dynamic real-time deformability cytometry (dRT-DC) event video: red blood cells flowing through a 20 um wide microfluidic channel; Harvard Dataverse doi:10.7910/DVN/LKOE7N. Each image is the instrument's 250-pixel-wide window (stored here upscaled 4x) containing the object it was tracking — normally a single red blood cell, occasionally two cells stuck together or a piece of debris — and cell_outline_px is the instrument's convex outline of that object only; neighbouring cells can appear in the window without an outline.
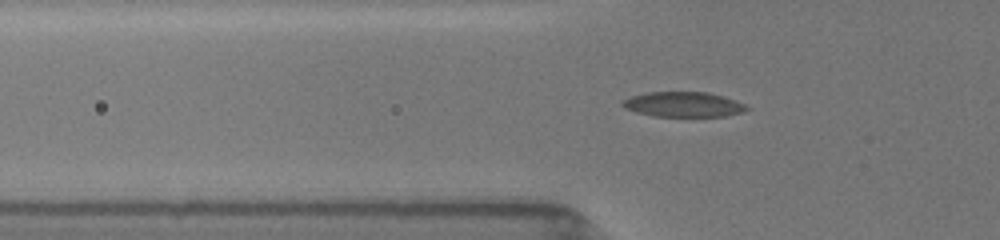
{"species": "common noctule bat (a hibernating species)", "species_latin": "Nyctalus noctula", "temperature_condition": "room temperature", "stored_images_in_passage": 48, "camera_frame_rate_fps": 3000, "um_per_image_px": 0.085, "animal": {"sex": "female", "body_mass_g": 19.5, "forearm_length_mm": 54.1}, "frame": {"image": 1, "passage_image": 18, "time_ms": 5.667, "image_size_px": [1000, 240], "cell_outline_px": [[752, 108], [744, 112], [724, 116], [652, 116], [636, 112], [624, 108], [620, 104], [624, 100], [632, 96], [648, 92], [708, 92], [736, 100]], "centroid_in_image_um": [58.11, 8.88], "position_along_channel_um": 67.7, "area_um2": 18.15}}
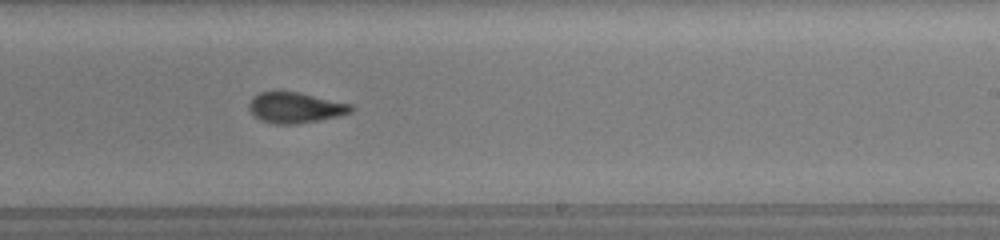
{"frame": {"image": 2, "passage_image": 33, "time_ms": 10.667, "image_size_px": [1000, 240], "cell_outline_px": [[356, 108], [352, 112], [320, 120], [296, 124], [276, 124], [260, 120], [252, 116], [248, 108], [248, 104], [252, 96], [260, 92], [300, 92], [352, 104]], "centroid_in_image_um": [25.09, 9.15], "position_along_channel_um": 263.9, "area_um2": 18.44}}
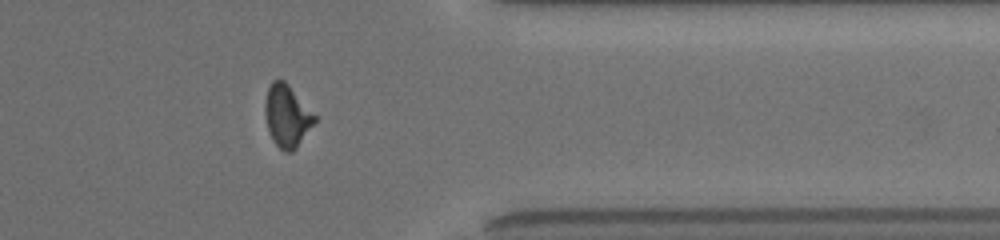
{"frame": {"image": 3, "passage_image": 43, "time_ms": 14.0, "image_size_px": [1000, 240], "cell_outline_px": [[316, 120], [296, 148], [292, 152], [284, 152], [276, 144], [268, 128], [264, 112], [264, 104], [268, 88], [272, 80], [284, 80], [288, 84], [316, 116]], "centroid_in_image_um": [24.38, 9.84], "position_along_channel_um": 387.0, "area_um2": 17.63}}